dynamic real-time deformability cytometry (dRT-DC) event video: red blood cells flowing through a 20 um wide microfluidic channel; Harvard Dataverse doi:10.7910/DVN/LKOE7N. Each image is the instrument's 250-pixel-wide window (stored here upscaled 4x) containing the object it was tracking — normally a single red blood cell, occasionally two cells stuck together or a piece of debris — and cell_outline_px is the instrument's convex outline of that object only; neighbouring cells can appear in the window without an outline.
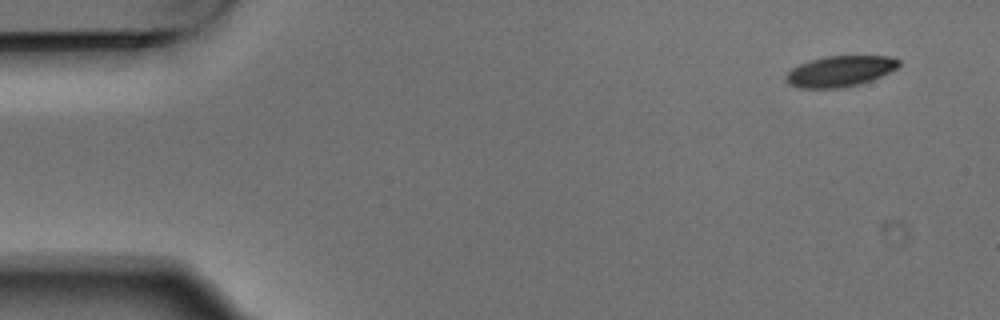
{"species": "Egyptian fruit bat (a non-hibernating species)", "species_latin": "Rousettus aegyptiacus", "temperature_condition": "warm", "stored_images_in_passage": 7, "camera_frame_rate_fps": 3000, "um_per_image_px": 0.085, "animal": {"sex": "male"}, "frame": {"image": 1, "passage_image": 1, "time_ms": 0.0, "image_size_px": [1000, 320], "cell_outline_px": [[900, 64], [896, 68], [872, 80], [860, 84], [844, 88], [800, 88], [788, 84], [784, 80], [784, 76], [792, 68], [800, 64], [812, 60], [828, 56], [892, 56], [900, 60]], "centroid_in_image_um": [71.39, 6.06], "position_along_channel_um": 13.6, "area_um2": 20.29}}
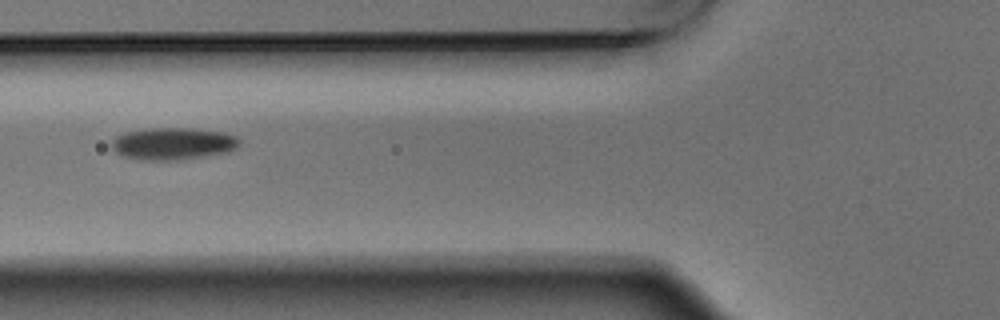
{"frame": {"image": 2, "passage_image": 5, "time_ms": 1.333, "image_size_px": [1000, 320], "cell_outline_px": [[240, 144], [236, 148], [228, 152], [184, 160], [140, 160], [120, 156], [112, 148], [112, 140], [116, 136], [124, 132], [152, 128], [192, 128], [224, 132], [236, 136], [240, 140]], "centroid_in_image_um": [14.71, 12.22], "position_along_channel_um": 111.1, "area_um2": 24.28}}
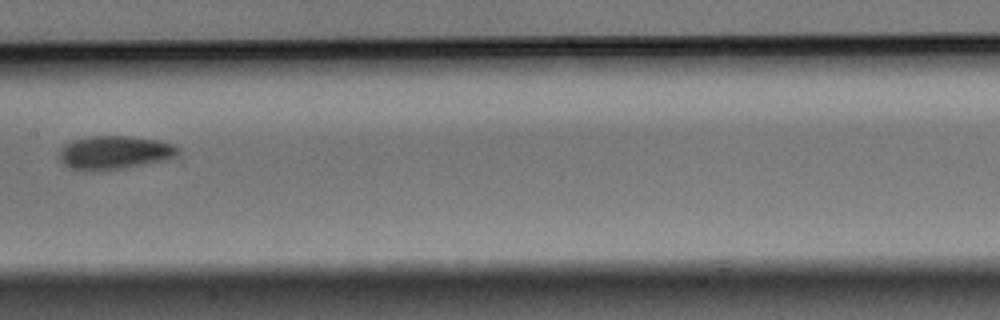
{"frame": {"image": 3, "passage_image": 7, "time_ms": 2.0, "image_size_px": [1000, 320], "cell_outline_px": [[180, 152], [168, 160], [96, 172], [72, 168], [64, 164], [60, 160], [60, 148], [64, 144], [72, 140], [88, 136], [128, 136], [160, 140], [176, 144], [180, 148]], "centroid_in_image_um": [9.76, 12.95], "position_along_channel_um": 197.6, "area_um2": 23.41}}